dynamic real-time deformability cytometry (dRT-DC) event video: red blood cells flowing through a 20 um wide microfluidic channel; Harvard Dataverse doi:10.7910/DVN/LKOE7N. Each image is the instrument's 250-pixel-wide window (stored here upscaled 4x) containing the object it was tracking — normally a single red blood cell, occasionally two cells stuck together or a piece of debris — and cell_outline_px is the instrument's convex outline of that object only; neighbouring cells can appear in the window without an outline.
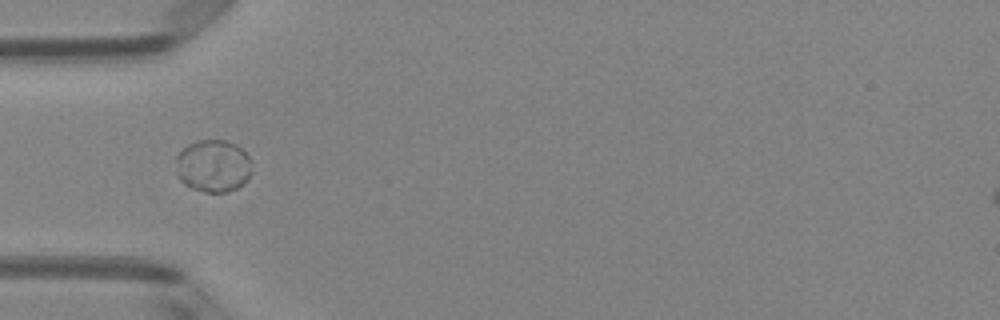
{"species": "Egyptian fruit bat (a non-hibernating species)", "species_latin": "Rousettus aegyptiacus", "temperature_condition": "room temperature", "stored_images_in_passage": 1, "camera_frame_rate_fps": 3000, "um_per_image_px": 0.085, "animal": {"sex": "female"}, "frame": {"image": 1, "passage_image": 1, "time_ms": 0.0, "image_size_px": [1000, 320], "cell_outline_px": [[252, 172], [248, 180], [236, 188], [228, 192], [204, 192], [192, 188], [184, 184], [176, 176], [176, 156], [188, 144], [200, 140], [224, 140], [236, 144], [248, 156], [252, 164]], "centroid_in_image_um": [18.12, 14.11], "position_along_channel_um": 66.9, "area_um2": 23.41}}